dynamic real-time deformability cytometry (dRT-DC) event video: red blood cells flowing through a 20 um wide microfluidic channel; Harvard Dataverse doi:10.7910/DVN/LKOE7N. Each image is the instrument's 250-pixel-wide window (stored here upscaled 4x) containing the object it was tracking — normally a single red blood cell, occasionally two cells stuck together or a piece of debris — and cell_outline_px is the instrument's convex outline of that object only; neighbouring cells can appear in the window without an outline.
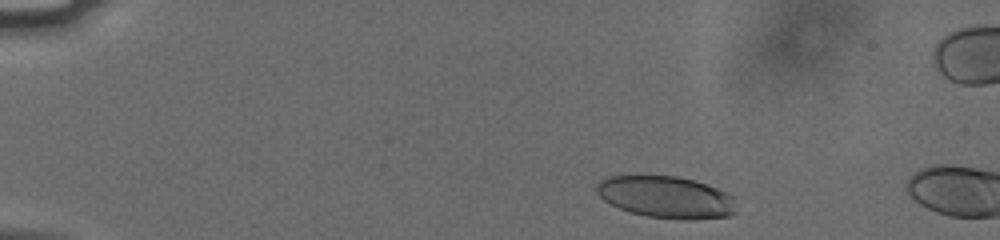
{"species": "human", "species_latin": "Homo sapiens", "temperature_condition": "cold", "stored_images_in_passage": 6, "camera_frame_rate_fps": 3000, "um_per_image_px": 0.085, "donor": {"sex": "male"}, "frame": {"image": 1, "passage_image": 3, "time_ms": 0.667, "image_size_px": [1000, 240], "cell_outline_px": [[736, 212], [732, 216], [692, 220], [684, 220], [648, 216], [628, 212], [604, 200], [596, 192], [596, 184], [604, 176], [628, 172], [644, 172], [676, 176], [692, 180], [728, 192], [732, 196]], "centroid_in_image_um": [56.53, 16.69], "position_along_channel_um": 28.5, "area_um2": 35.43}}